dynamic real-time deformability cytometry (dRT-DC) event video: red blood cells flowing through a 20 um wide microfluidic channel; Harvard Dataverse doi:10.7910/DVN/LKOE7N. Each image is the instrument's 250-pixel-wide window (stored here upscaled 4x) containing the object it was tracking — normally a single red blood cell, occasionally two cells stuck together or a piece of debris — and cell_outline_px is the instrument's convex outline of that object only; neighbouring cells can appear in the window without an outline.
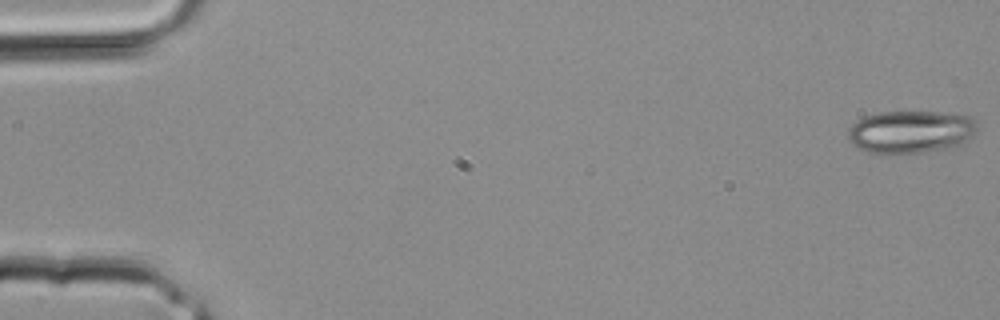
{"species": "common noctule bat (a hibernating species)", "species_latin": "Nyctalus noctula", "temperature_condition": "room temperature", "stored_images_in_passage": 2, "camera_frame_rate_fps": 3000, "um_per_image_px": 0.085, "animal": {"sex": "male", "body_mass_g": 20.4}, "frame": {"image": 1, "passage_image": 1, "time_ms": 0.0, "image_size_px": [1000, 320], "cell_outline_px": [[976, 132], [972, 136], [960, 144], [952, 148], [888, 156], [868, 152], [856, 148], [848, 140], [848, 128], [856, 120], [864, 116], [880, 112], [940, 112], [968, 116], [976, 124]], "centroid_in_image_um": [77.33, 11.23], "position_along_channel_um": 7.7, "area_um2": 32.6}}